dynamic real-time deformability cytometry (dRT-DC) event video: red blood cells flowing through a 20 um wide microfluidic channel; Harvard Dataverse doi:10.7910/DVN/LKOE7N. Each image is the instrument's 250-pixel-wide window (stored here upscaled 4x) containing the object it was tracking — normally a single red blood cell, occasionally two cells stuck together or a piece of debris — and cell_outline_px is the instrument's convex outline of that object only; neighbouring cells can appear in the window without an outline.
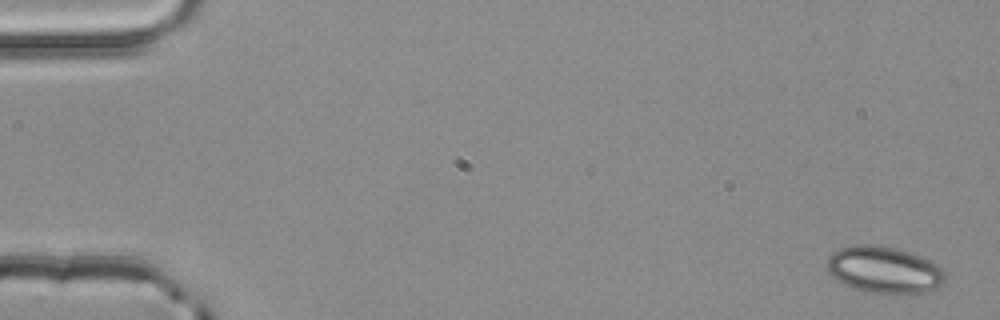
{"species": "common noctule bat (a hibernating species)", "species_latin": "Nyctalus noctula", "temperature_condition": "room temperature", "stored_images_in_passage": 3, "camera_frame_rate_fps": 3000, "um_per_image_px": 0.085, "animal": {"sex": "male", "body_mass_g": 20.4}, "frame": {"image": 1, "passage_image": 1, "time_ms": 0.0, "image_size_px": [1000, 320], "cell_outline_px": [[944, 284], [936, 288], [924, 292], [864, 292], [844, 284], [836, 280], [828, 272], [828, 256], [832, 252], [840, 248], [852, 244], [872, 244], [892, 248], [908, 252], [920, 256], [936, 264], [944, 272]], "centroid_in_image_um": [75.1, 22.92], "position_along_channel_um": 9.9, "area_um2": 31.73}}